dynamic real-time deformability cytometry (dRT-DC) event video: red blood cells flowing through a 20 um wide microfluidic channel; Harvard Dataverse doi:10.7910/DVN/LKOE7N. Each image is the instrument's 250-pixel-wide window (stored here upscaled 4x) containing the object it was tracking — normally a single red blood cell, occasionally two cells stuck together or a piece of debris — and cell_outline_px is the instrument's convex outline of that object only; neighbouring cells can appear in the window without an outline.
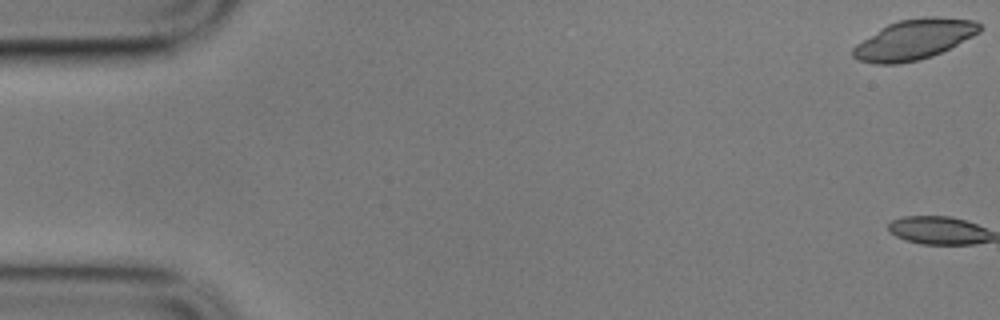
{"species": "common noctule bat (a hibernating species)", "species_latin": "Nyctalus noctula", "temperature_condition": "cold", "stored_images_in_passage": 6, "camera_frame_rate_fps": 3000, "um_per_image_px": 0.085, "animal": {"sex": "male", "body_mass_g": 17.9}, "frame": {"image": 1, "passage_image": 1, "time_ms": 0.0, "image_size_px": [1000, 320], "cell_outline_px": [[984, 28], [980, 32], [932, 56], [920, 60], [896, 64], [876, 64], [856, 60], [852, 56], [852, 48], [856, 44], [880, 28], [888, 24], [900, 20], [924, 16], [936, 16], [976, 20]], "centroid_in_image_um": [77.69, 3.35], "position_along_channel_um": 7.3, "area_um2": 29.71}}